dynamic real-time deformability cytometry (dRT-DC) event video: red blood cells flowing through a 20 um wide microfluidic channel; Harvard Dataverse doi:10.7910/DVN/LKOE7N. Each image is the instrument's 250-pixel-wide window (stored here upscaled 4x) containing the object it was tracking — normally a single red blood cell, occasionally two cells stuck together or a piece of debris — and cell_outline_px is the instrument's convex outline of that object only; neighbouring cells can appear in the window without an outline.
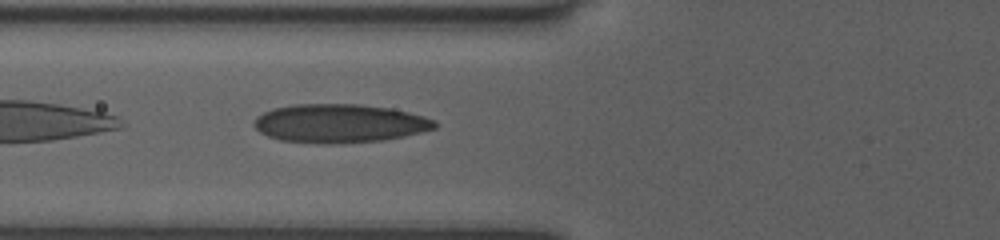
{"species": "human", "species_latin": "Homo sapiens", "temperature_condition": "room temperature", "stored_images_in_passage": 39, "camera_frame_rate_fps": 3000, "um_per_image_px": 0.085, "donor": {"sex": "female"}, "frame": {"image": 1, "passage_image": 3, "time_ms": 0.667, "image_size_px": [1000, 240], "cell_outline_px": [[436, 128], [404, 136], [384, 140], [332, 144], [320, 144], [280, 140], [268, 136], [260, 132], [252, 124], [256, 116], [264, 112], [276, 108], [292, 104], [360, 104], [388, 108], [408, 112], [424, 116], [436, 120]], "centroid_in_image_um": [28.84, 10.49], "position_along_channel_um": 97.0, "area_um2": 40.75}}
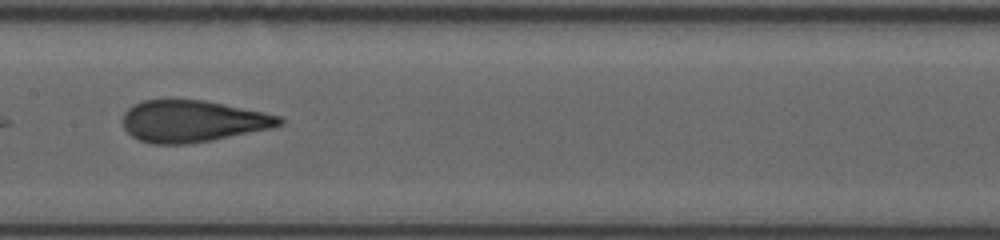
{"frame": {"image": 2, "passage_image": 10, "time_ms": 3.0, "image_size_px": [1000, 240], "cell_outline_px": [[284, 124], [272, 128], [212, 140], [188, 144], [152, 144], [140, 140], [132, 136], [124, 128], [124, 112], [132, 104], [144, 100], [204, 100], [280, 116], [284, 120]], "centroid_in_image_um": [16.36, 10.31], "position_along_channel_um": 191.0, "area_um2": 37.86}}
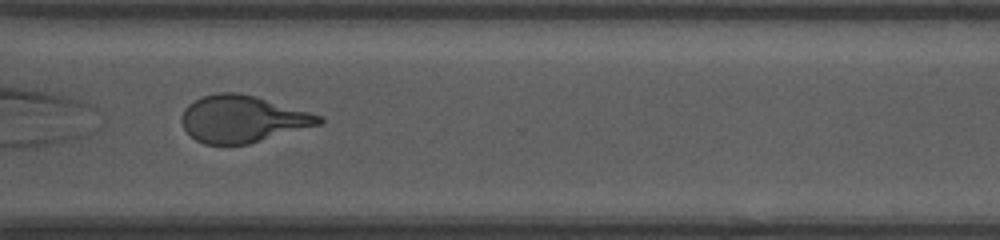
{"frame": {"image": 3, "passage_image": 25, "time_ms": 7.0, "image_size_px": [1000, 240], "cell_outline_px": [[324, 120], [320, 124], [248, 144], [204, 144], [196, 140], [184, 128], [180, 120], [184, 108], [188, 104], [204, 96], [216, 92], [236, 92], [256, 96], [324, 116]], "centroid_in_image_um": [20.61, 10.1], "position_along_channel_um": 350.0, "area_um2": 37.4}, "authors_computed_cell_mechanics": {"area_um2": 38.8416, "velocity_mm_per_s": 3.9933, "shape_relaxation_time_tau1_ms": 5.4074, "shape_relaxation_time_tau2_ms": 0.9211, "deformation_change_tau1": 0.1887, "deformation_change_tau2": 0.093}}